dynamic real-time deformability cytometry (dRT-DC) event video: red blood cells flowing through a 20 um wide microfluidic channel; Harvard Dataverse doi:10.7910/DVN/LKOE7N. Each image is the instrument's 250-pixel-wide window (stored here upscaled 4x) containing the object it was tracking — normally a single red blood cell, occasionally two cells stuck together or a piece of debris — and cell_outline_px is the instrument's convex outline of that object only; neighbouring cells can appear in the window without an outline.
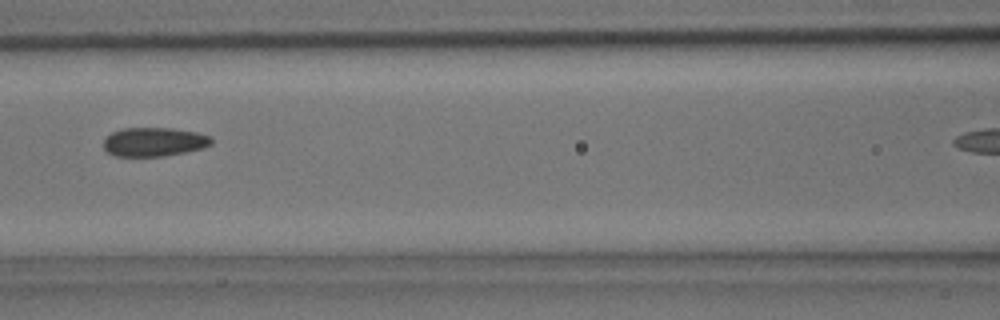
{"species": "common noctule bat (a hibernating species)", "species_latin": "Nyctalus noctula", "temperature_condition": "room temperature", "stored_images_in_passage": 27, "camera_frame_rate_fps": 3000, "um_per_image_px": 0.085, "animal": {"sex": "male", "body_mass_g": 15.6}, "frame": {"image": 1, "passage_image": 12, "time_ms": 3.667, "image_size_px": [1000, 320], "cell_outline_px": [[212, 144], [204, 148], [164, 156], [116, 156], [108, 152], [104, 148], [104, 140], [112, 132], [124, 128], [172, 128], [196, 132], [212, 136]], "centroid_in_image_um": [13.13, 12.06], "position_along_channel_um": 153.5, "area_um2": 18.15}}